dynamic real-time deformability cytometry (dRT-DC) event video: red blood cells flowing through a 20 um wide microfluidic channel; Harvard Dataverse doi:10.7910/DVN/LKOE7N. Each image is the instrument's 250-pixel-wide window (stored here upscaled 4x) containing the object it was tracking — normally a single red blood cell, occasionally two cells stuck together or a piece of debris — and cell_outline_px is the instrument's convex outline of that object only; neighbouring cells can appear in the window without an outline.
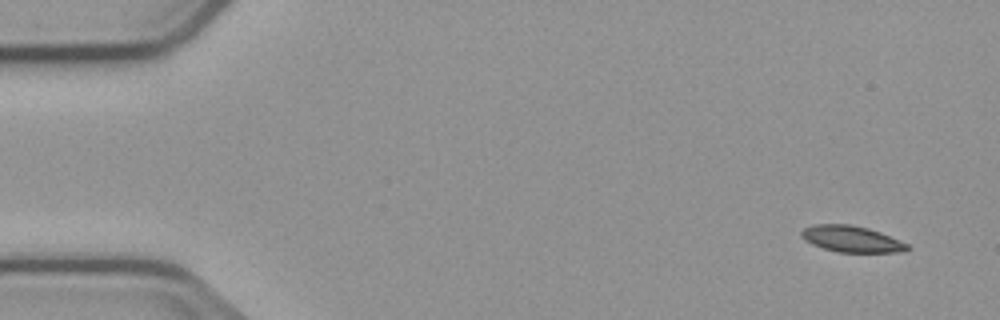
{"species": "common noctule bat (a hibernating species)", "species_latin": "Nyctalus noctula", "temperature_condition": "cold", "stored_images_in_passage": 5, "segment_of_instrument_passage": [2, 2], "camera_frame_rate_fps": 3000, "um_per_image_px": 0.085, "animal": {"sex": "male", "body_mass_g": 23.1, "forearm_length_mm": 52.7}, "frame": {"image": 1, "passage_image": 5, "time_ms": 5.333, "image_size_px": [1000, 320], "cell_outline_px": [[912, 248], [900, 252], [836, 252], [812, 244], [804, 240], [800, 236], [800, 232], [804, 228], [812, 224], [852, 224], [868, 228], [880, 232], [908, 244]], "centroid_in_image_um": [72.35, 20.31], "position_along_channel_um": 12.6, "area_um2": 16.3}}